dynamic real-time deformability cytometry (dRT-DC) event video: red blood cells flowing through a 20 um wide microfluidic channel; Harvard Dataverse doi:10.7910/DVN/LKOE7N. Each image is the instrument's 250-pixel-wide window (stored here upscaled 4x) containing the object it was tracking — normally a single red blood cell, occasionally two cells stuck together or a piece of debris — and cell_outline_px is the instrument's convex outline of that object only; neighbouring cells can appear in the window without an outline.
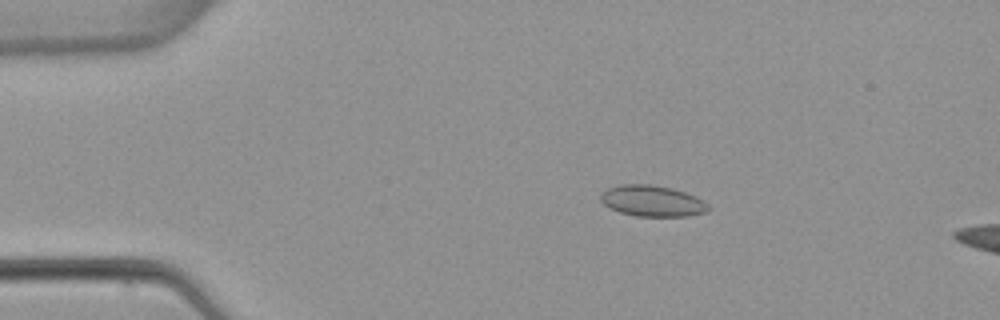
{"species": "common noctule bat (a hibernating species)", "species_latin": "Nyctalus noctula", "temperature_condition": "warm", "stored_images_in_passage": 5, "camera_frame_rate_fps": 3000, "um_per_image_px": 0.085, "animal": {"sex": "female", "body_mass_g": 22.7, "forearm_length_mm": 54.2}, "frame": {"image": 1, "passage_image": 3, "time_ms": 2.333, "image_size_px": [1000, 320], "cell_outline_px": [[712, 208], [704, 212], [688, 216], [636, 216], [620, 212], [604, 204], [600, 200], [600, 196], [608, 188], [620, 184], [652, 184], [672, 188], [696, 196], [708, 204]], "centroid_in_image_um": [55.46, 17.07], "position_along_channel_um": 29.5, "area_um2": 19.42}}